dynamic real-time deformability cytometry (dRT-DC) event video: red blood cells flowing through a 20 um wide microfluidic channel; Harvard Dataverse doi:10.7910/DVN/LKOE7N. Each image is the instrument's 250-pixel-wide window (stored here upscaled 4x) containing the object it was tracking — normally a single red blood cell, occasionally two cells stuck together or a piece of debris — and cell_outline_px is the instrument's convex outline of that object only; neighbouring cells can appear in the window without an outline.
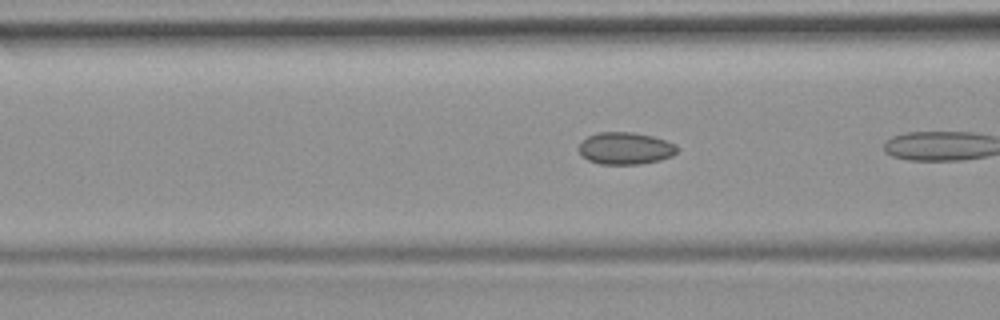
{"species": "common noctule bat (a hibernating species)", "species_latin": "Nyctalus noctula", "temperature_condition": "room temperature", "stored_images_in_passage": 4, "camera_frame_rate_fps": 3000, "um_per_image_px": 0.085, "animal": {"sex": "female", "body_mass_g": 19.9}, "frame": {"image": 1, "passage_image": 3, "time_ms": 0.667, "image_size_px": [1000, 320], "cell_outline_px": [[680, 148], [672, 156], [660, 160], [640, 164], [600, 164], [588, 160], [580, 152], [580, 144], [588, 136], [596, 132], [632, 132], [652, 136], [676, 144]], "centroid_in_image_um": [53.19, 12.61], "position_along_channel_um": 113.4, "area_um2": 18.32}}